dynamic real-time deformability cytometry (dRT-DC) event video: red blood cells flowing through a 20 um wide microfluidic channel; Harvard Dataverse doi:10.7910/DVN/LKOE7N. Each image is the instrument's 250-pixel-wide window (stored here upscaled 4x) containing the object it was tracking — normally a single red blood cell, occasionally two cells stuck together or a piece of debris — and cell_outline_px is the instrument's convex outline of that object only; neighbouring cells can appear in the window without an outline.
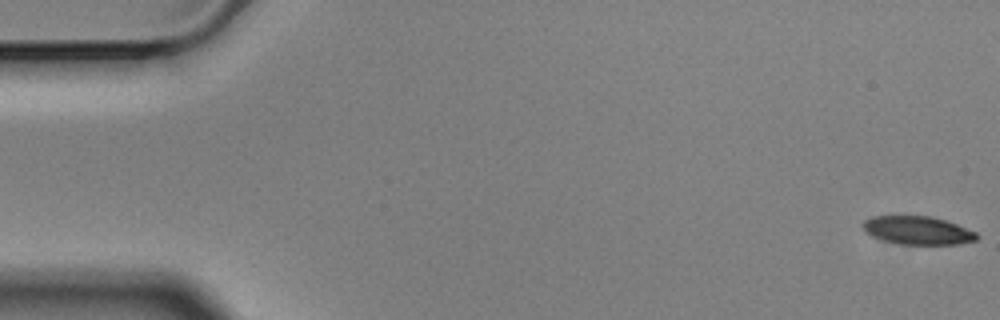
{"species": "Egyptian fruit bat (a non-hibernating species)", "species_latin": "Rousettus aegyptiacus", "temperature_condition": "cold", "stored_images_in_passage": 4, "camera_frame_rate_fps": 3000, "um_per_image_px": 0.085, "animal": {"sex": "male"}, "frame": {"image": 1, "passage_image": 1, "time_ms": 0.0, "image_size_px": [1000, 320], "cell_outline_px": [[980, 236], [976, 240], [960, 244], [900, 244], [884, 240], [872, 236], [864, 232], [860, 224], [864, 220], [872, 216], [932, 216], [956, 224], [976, 232]], "centroid_in_image_um": [77.97, 19.58], "position_along_channel_um": 7.0, "area_um2": 18.84}}